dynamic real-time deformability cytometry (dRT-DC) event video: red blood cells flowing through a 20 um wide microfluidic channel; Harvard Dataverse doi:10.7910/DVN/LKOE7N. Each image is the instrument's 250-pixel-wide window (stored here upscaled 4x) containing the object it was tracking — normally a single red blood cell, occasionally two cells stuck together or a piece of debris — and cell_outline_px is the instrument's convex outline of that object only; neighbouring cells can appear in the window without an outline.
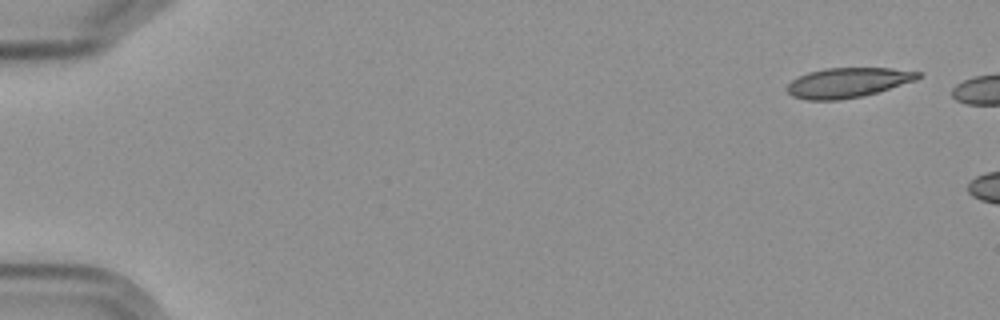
{"species": "Egyptian fruit bat (a non-hibernating species)", "species_latin": "Rousettus aegyptiacus", "temperature_condition": "cold", "stored_images_in_passage": 3, "camera_frame_rate_fps": 3000, "um_per_image_px": 0.085, "frame": {"image": 1, "passage_image": 1, "time_ms": 0.0, "image_size_px": [1000, 320], "cell_outline_px": [[924, 72], [916, 80], [864, 96], [840, 100], [808, 100], [792, 96], [784, 88], [792, 80], [808, 72], [824, 68], [892, 68]], "centroid_in_image_um": [72.06, 7.02], "position_along_channel_um": 12.9, "area_um2": 22.89}}